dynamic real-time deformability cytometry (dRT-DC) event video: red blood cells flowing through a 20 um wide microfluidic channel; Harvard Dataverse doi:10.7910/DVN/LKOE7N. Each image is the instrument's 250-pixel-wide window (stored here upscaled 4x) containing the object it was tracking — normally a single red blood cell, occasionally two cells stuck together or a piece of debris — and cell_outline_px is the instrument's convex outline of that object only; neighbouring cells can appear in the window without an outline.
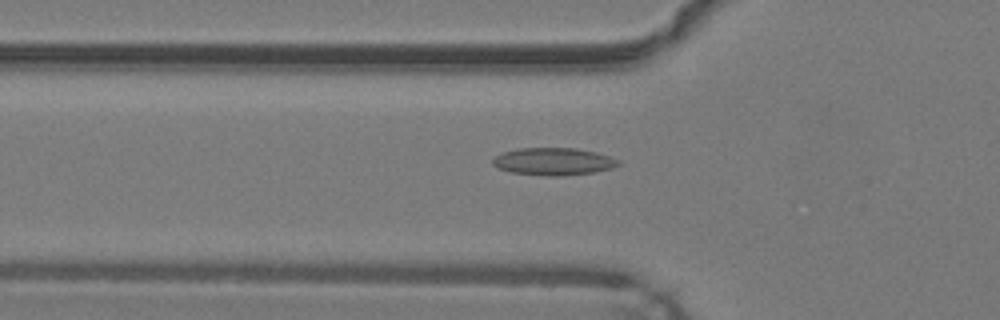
{"species": "common noctule bat (a hibernating species)", "species_latin": "Nyctalus noctula", "temperature_condition": "warm", "stored_images_in_passage": 36, "camera_frame_rate_fps": 3000, "um_per_image_px": 0.085, "animal": {"sex": "male", "body_mass_g": 19.2, "forearm_length_mm": 51.8}, "frame": {"image": 1, "passage_image": 4, "time_ms": 1.0, "image_size_px": [1000, 320], "cell_outline_px": [[620, 164], [612, 168], [592, 172], [560, 176], [548, 176], [512, 172], [500, 168], [492, 164], [492, 160], [496, 156], [504, 152], [520, 148], [576, 148], [596, 152], [620, 160]], "centroid_in_image_um": [47.06, 13.72], "position_along_channel_um": 78.7, "area_um2": 19.83}}
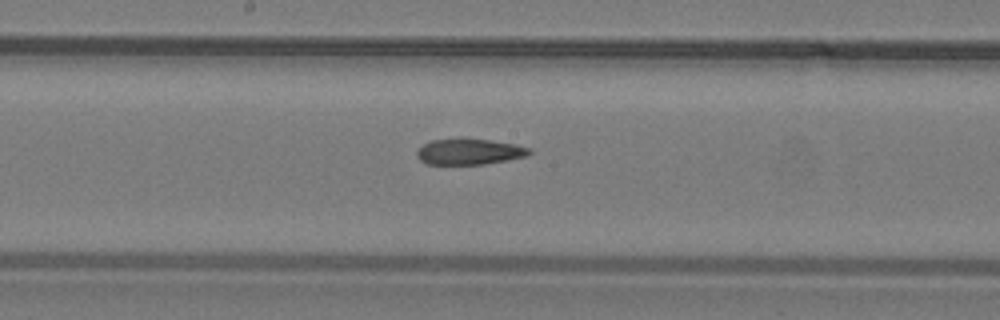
{"frame": {"image": 2, "passage_image": 13, "time_ms": 4.0, "image_size_px": [1000, 320], "cell_outline_px": [[532, 152], [528, 156], [484, 164], [424, 164], [416, 156], [416, 152], [424, 144], [432, 140], [460, 136], [464, 136], [512, 144], [532, 148]], "centroid_in_image_um": [39.86, 12.86], "position_along_channel_um": 208.3, "area_um2": 17.4}}
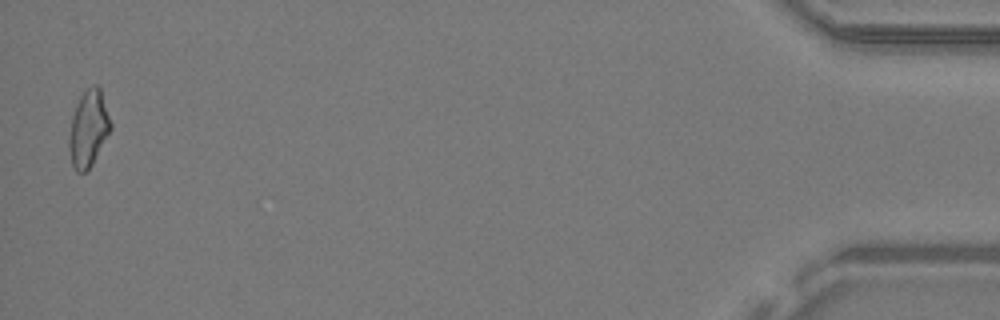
{"frame": {"image": 3, "passage_image": 35, "time_ms": 11.333, "image_size_px": [1000, 320], "cell_outline_px": [[112, 128], [92, 164], [84, 172], [76, 172], [72, 164], [68, 148], [68, 140], [72, 116], [76, 104], [80, 96], [92, 84], [96, 84], [100, 88], [112, 124]], "centroid_in_image_um": [7.51, 10.92], "position_along_channel_um": 427.7, "area_um2": 18.44}, "authors_computed_cell_mechanics": {"area_um2": 18.0047, "velocity_mm_per_s": 4.2815, "shape_relaxation_time_tau1_ms": null, "shape_relaxation_time_tau2_ms": 2.9553, "deformation_change_tau1": null, "deformation_change_tau2": 0.1295}}